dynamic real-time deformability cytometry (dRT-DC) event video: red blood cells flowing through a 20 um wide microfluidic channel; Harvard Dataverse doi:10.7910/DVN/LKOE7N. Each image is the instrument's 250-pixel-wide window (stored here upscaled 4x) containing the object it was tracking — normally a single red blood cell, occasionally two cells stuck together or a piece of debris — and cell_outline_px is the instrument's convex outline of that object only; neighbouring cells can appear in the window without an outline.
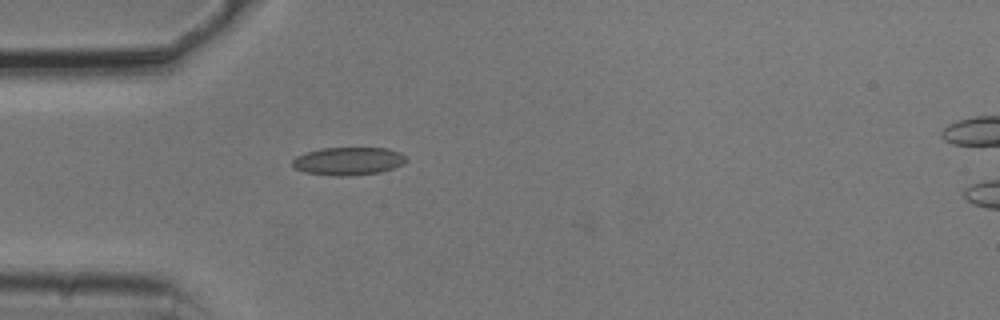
{"species": "common noctule bat (a hibernating species)", "species_latin": "Nyctalus noctula", "temperature_condition": "cold", "stored_images_in_passage": 12, "camera_frame_rate_fps": 3000, "um_per_image_px": 0.085, "animal": {"sex": "male", "body_mass_g": 20.5, "forearm_length_mm": 52.5}, "frame": {"image": 1, "passage_image": 2, "time_ms": 0.333, "image_size_px": [1000, 320], "cell_outline_px": [[408, 160], [404, 164], [380, 172], [344, 176], [336, 176], [304, 172], [296, 168], [292, 164], [292, 160], [296, 156], [320, 148], [388, 148], [400, 152]], "centroid_in_image_um": [29.62, 13.69], "position_along_channel_um": 55.4, "area_um2": 18.44}}
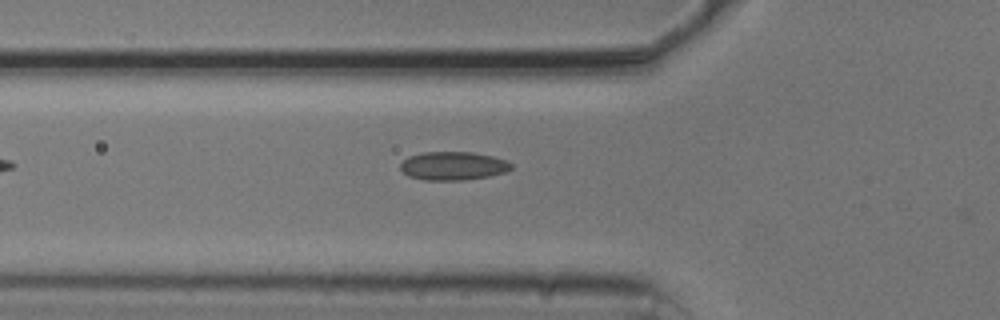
{"frame": {"image": 2, "passage_image": 5, "time_ms": 1.333, "image_size_px": [1000, 320], "cell_outline_px": [[512, 168], [504, 172], [488, 176], [464, 180], [424, 180], [408, 176], [400, 168], [400, 164], [408, 156], [424, 152], [472, 152], [492, 156], [508, 160], [512, 164]], "centroid_in_image_um": [38.51, 14.09], "position_along_channel_um": 87.3, "area_um2": 18.38}}
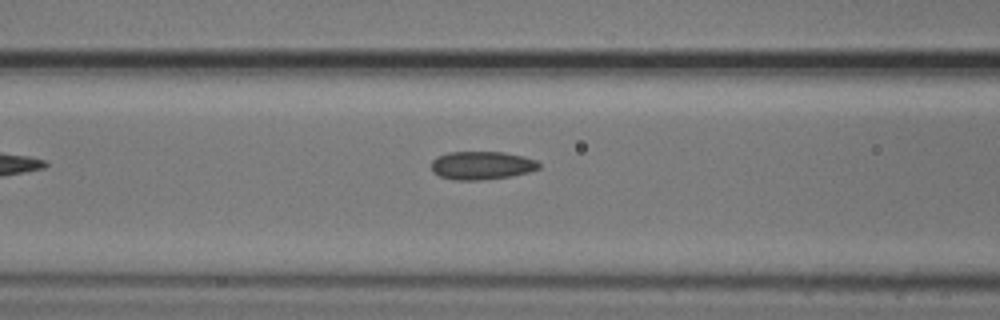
{"frame": {"image": 3, "passage_image": 8, "time_ms": 2.333, "image_size_px": [1000, 320], "cell_outline_px": [[540, 168], [528, 172], [512, 176], [480, 180], [456, 180], [440, 176], [432, 172], [432, 160], [436, 156], [448, 152], [504, 152], [524, 156], [536, 160], [540, 164]], "centroid_in_image_um": [40.94, 14.05], "position_along_channel_um": 125.7, "area_um2": 17.8}}